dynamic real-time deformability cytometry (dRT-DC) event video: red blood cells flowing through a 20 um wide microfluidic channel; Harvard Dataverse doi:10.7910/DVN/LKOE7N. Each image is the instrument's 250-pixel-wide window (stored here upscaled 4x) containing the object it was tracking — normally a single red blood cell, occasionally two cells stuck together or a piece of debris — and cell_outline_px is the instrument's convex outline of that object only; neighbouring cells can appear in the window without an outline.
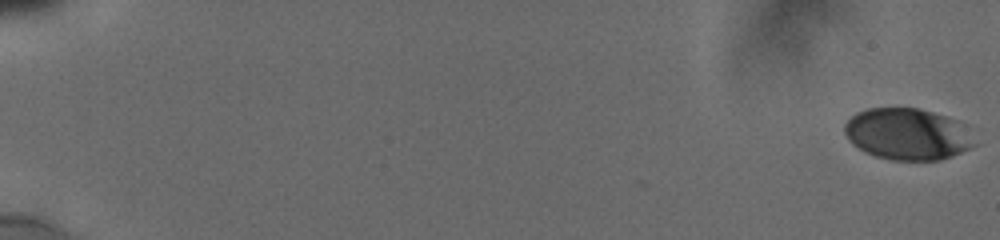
{"species": "human", "species_latin": "Homo sapiens", "temperature_condition": "cold", "stored_images_in_passage": 51, "camera_frame_rate_fps": 3000, "um_per_image_px": 0.085, "donor": {"sex": "male"}, "frame": {"image": 1, "passage_image": 1, "time_ms": 0.0, "image_size_px": [1000, 240], "cell_outline_px": [[980, 144], [952, 156], [940, 160], [892, 160], [876, 156], [864, 152], [852, 144], [848, 140], [844, 132], [844, 124], [856, 112], [868, 108], [916, 108], [932, 112], [956, 120]], "centroid_in_image_um": [77.12, 11.41], "position_along_channel_um": 7.9, "area_um2": 39.07}}
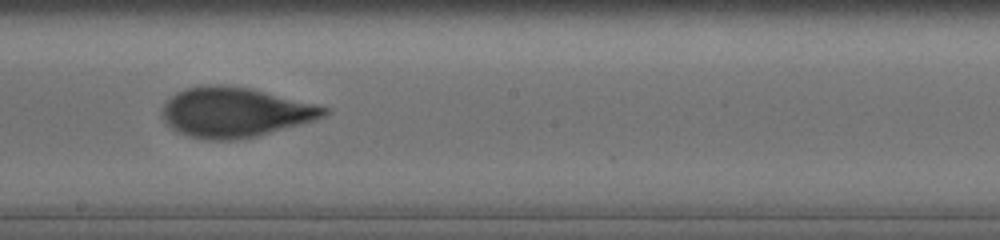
{"frame": {"image": 2, "passage_image": 32, "time_ms": 11.333, "image_size_px": [1000, 240], "cell_outline_px": [[332, 112], [324, 116], [312, 120], [256, 136], [236, 140], [204, 140], [188, 136], [172, 128], [164, 120], [164, 104], [176, 92], [184, 88], [208, 84], [220, 84], [252, 88], [316, 104], [328, 108]], "centroid_in_image_um": [19.97, 9.53], "position_along_channel_um": 228.2, "area_um2": 46.76}}
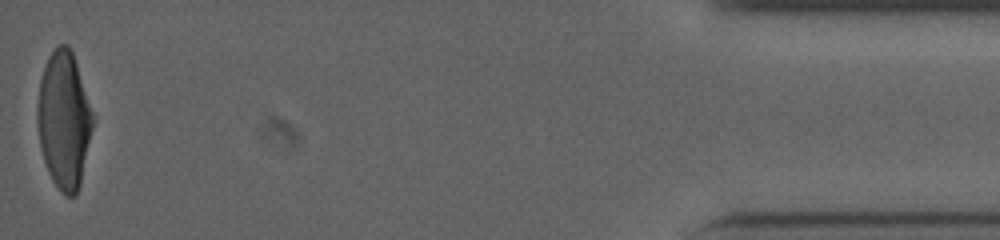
{"frame": {"image": 3, "passage_image": 51, "time_ms": 18.667, "image_size_px": [1000, 240], "cell_outline_px": [[92, 128], [80, 184], [76, 192], [72, 196], [64, 196], [60, 192], [52, 180], [48, 172], [44, 160], [40, 144], [36, 120], [36, 108], [40, 80], [48, 56], [60, 44], [68, 44], [72, 52], [92, 112]], "centroid_in_image_um": [5.4, 10.22], "position_along_channel_um": 429.8, "area_um2": 43.58}, "authors_computed_cell_mechanics": {"area_um2": 44.6216, "velocity_mm_per_s": 3.8235, "shape_relaxation_time_tau1_ms": 3.8355, "shape_relaxation_time_tau2_ms": 0.8078, "deformation_change_tau1": 0.1615, "deformation_change_tau2": 0.0719}}